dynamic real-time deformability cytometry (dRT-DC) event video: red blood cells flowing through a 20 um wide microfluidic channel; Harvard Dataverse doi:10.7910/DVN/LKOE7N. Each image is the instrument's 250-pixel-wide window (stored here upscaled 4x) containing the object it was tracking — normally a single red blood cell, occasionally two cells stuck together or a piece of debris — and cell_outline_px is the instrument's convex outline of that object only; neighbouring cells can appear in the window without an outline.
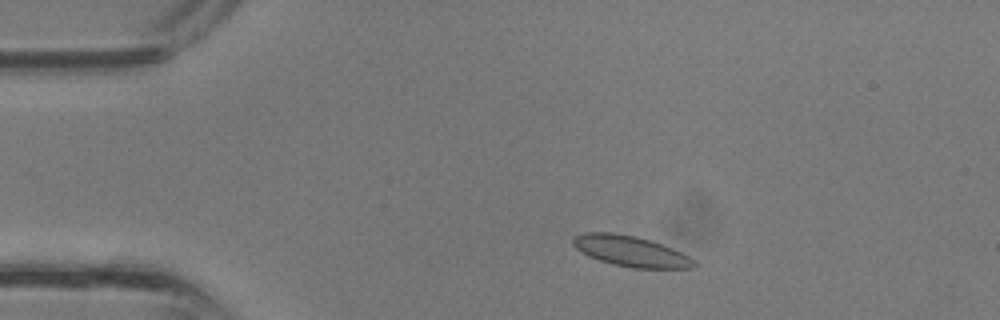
{"species": "common noctule bat (a hibernating species)", "species_latin": "Nyctalus noctula", "temperature_condition": "room temperature", "stored_images_in_passage": 33, "camera_frame_rate_fps": 3000, "um_per_image_px": 0.085, "animal": {"sex": "male", "body_mass_g": 13.3}, "frame": {"image": 1, "passage_image": 4, "time_ms": 1.0, "image_size_px": [1000, 320], "cell_outline_px": [[696, 268], [632, 268], [612, 264], [588, 256], [580, 252], [572, 244], [572, 236], [584, 232], [612, 232], [636, 236], [652, 240], [672, 248], [696, 260]], "centroid_in_image_um": [53.58, 21.34], "position_along_channel_um": 31.4, "area_um2": 21.85}}
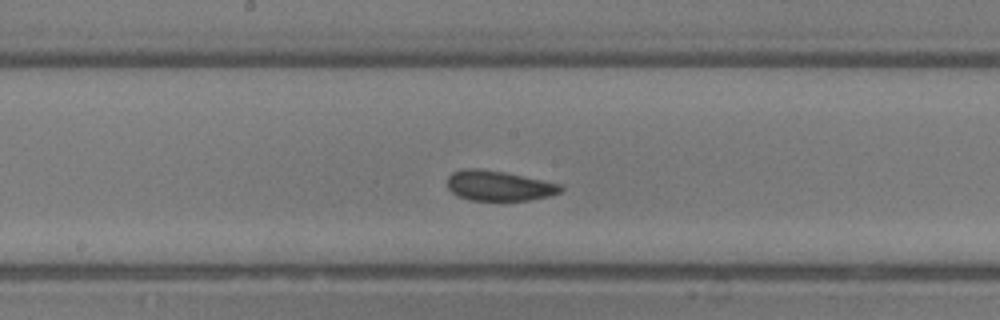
{"frame": {"image": 2, "passage_image": 16, "time_ms": 5.0, "image_size_px": [1000, 320], "cell_outline_px": [[564, 188], [560, 192], [552, 196], [528, 200], [468, 200], [456, 196], [448, 188], [448, 176], [452, 172], [464, 168], [480, 168], [504, 172], [560, 184]], "centroid_in_image_um": [42.38, 15.79], "position_along_channel_um": 205.8, "area_um2": 19.94}}
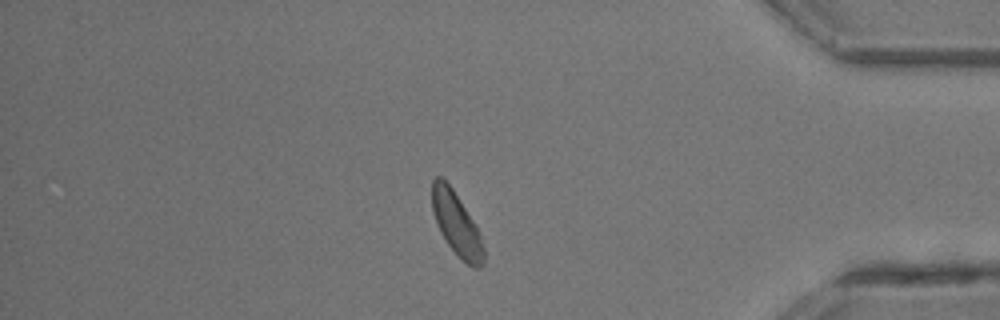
{"frame": {"image": 3, "passage_image": 28, "time_ms": 9.0, "image_size_px": [1000, 320], "cell_outline_px": [[484, 264], [480, 268], [472, 268], [448, 244], [440, 232], [432, 212], [432, 180], [436, 176], [440, 176], [452, 188], [480, 232], [484, 248]], "centroid_in_image_um": [38.81, 19.04], "position_along_channel_um": 396.4, "area_um2": 18.73}}